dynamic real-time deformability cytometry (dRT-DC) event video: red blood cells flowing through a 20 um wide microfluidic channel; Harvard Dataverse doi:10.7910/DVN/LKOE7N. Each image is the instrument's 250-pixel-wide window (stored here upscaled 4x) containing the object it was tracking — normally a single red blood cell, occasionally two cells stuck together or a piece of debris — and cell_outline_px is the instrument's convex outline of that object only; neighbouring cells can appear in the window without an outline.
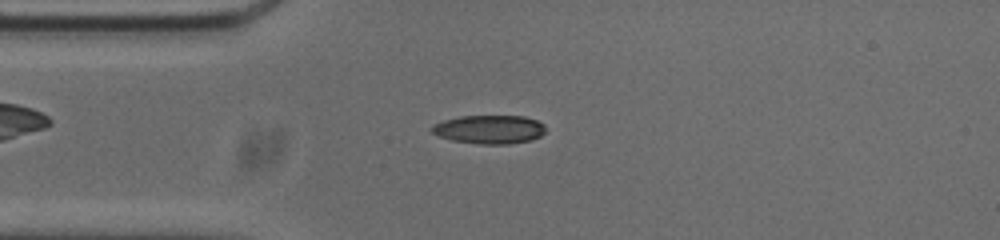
{"species": "common noctule bat (a hibernating species)", "species_latin": "Nyctalus noctula", "temperature_condition": "cold", "stored_images_in_passage": 52, "camera_frame_rate_fps": 3000, "um_per_image_px": 0.085, "animal": {"sex": "male", "body_mass_g": 20.0, "forearm_length_mm": 53.3}, "frame": {"image": 1, "passage_image": 11, "time_ms": 3.333, "image_size_px": [1000, 240], "cell_outline_px": [[544, 132], [540, 136], [532, 140], [508, 144], [480, 144], [452, 140], [440, 136], [432, 132], [432, 128], [436, 124], [444, 120], [460, 116], [524, 116], [536, 120], [544, 124]], "centroid_in_image_um": [41.63, 11.0], "position_along_channel_um": 43.4, "area_um2": 18.79}}
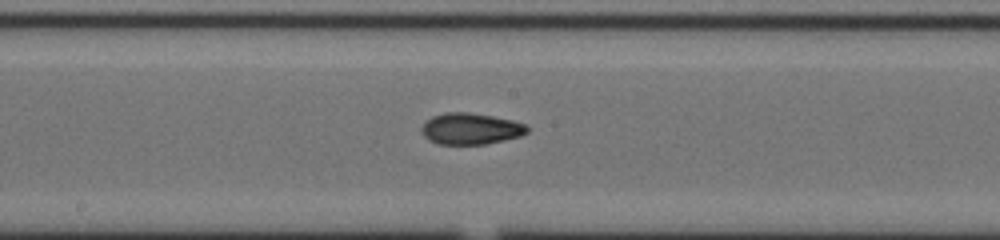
{"frame": {"image": 2, "passage_image": 25, "time_ms": 8.0, "image_size_px": [1000, 240], "cell_outline_px": [[528, 132], [520, 136], [504, 140], [484, 144], [436, 144], [428, 140], [420, 132], [420, 128], [424, 120], [432, 116], [444, 112], [468, 112], [492, 116], [512, 120], [524, 124], [528, 128]], "centroid_in_image_um": [39.93, 10.94], "position_along_channel_um": 208.3, "area_um2": 19.48}}
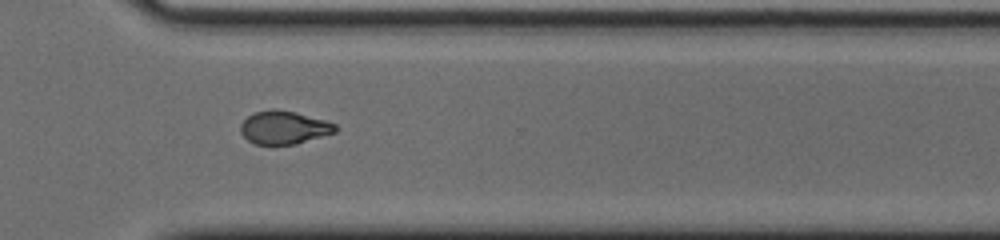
{"frame": {"image": 3, "passage_image": 36, "time_ms": 11.667, "image_size_px": [1000, 240], "cell_outline_px": [[340, 128], [336, 132], [296, 144], [256, 144], [248, 140], [240, 132], [240, 124], [248, 116], [256, 112], [272, 108], [276, 108], [296, 112], [324, 120], [336, 124]], "centroid_in_image_um": [24.15, 10.83], "position_along_channel_um": 346.4, "area_um2": 18.38}, "authors_computed_cell_mechanics": {"area_um2": 18.8139, "velocity_mm_per_s": 3.7654, "shape_relaxation_time_tau1_ms": null, "shape_relaxation_time_tau2_ms": 4.246, "deformation_change_tau1": null, "deformation_change_tau2": 0.0942}}